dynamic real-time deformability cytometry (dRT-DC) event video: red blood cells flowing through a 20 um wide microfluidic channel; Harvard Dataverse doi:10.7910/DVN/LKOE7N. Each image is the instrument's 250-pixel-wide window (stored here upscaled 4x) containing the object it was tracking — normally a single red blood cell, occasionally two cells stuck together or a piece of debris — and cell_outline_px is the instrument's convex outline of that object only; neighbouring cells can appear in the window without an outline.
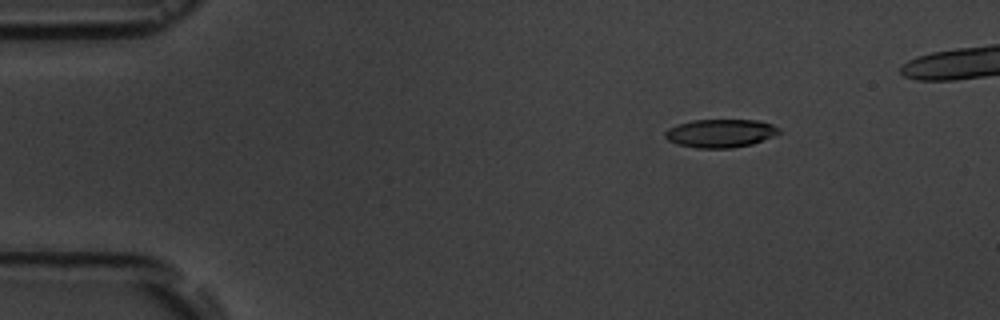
{"species": "common noctule bat (a hibernating species)", "species_latin": "Nyctalus noctula", "temperature_condition": "room temperature", "stored_images_in_passage": 4, "camera_frame_rate_fps": 3000, "um_per_image_px": 0.085, "animal": {"sex": "male", "body_mass_g": 19.5, "forearm_length_mm": 54.6}, "frame": {"image": 1, "passage_image": 1, "time_ms": 0.0, "image_size_px": [1000, 320], "cell_outline_px": [[780, 132], [772, 136], [752, 144], [732, 148], [696, 148], [680, 144], [668, 140], [664, 136], [664, 132], [668, 128], [676, 124], [692, 120], [756, 120], [772, 124], [780, 128]], "centroid_in_image_um": [61.21, 11.32], "position_along_channel_um": 23.8, "area_um2": 18.73}}